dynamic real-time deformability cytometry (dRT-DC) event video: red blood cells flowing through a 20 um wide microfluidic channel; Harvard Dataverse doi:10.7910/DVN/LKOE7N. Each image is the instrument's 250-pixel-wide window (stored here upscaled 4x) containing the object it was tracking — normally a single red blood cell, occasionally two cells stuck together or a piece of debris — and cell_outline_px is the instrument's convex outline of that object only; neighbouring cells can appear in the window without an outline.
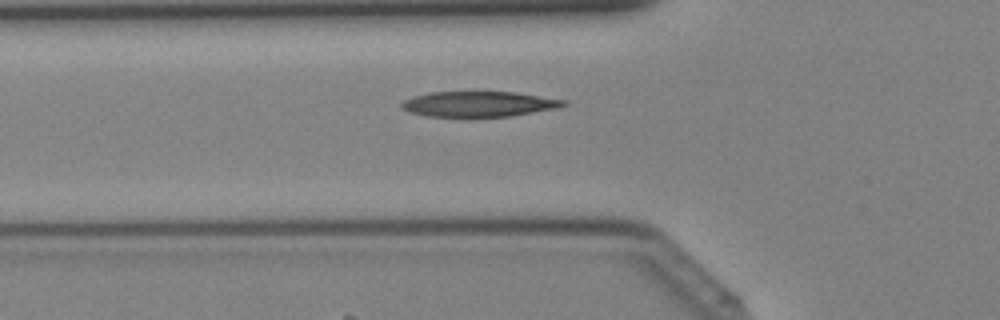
{"species": "Egyptian fruit bat (a non-hibernating species)", "species_latin": "Rousettus aegyptiacus", "temperature_condition": "cold", "stored_images_in_passage": 34, "camera_frame_rate_fps": 3000, "um_per_image_px": 0.085, "animal": {"sex": "female"}, "frame": {"image": 1, "passage_image": 12, "time_ms": 3.667, "image_size_px": [1000, 320], "cell_outline_px": [[568, 104], [560, 108], [512, 116], [428, 116], [408, 112], [400, 108], [400, 104], [404, 100], [412, 96], [428, 92], [516, 92], [568, 100]], "centroid_in_image_um": [40.73, 8.83], "position_along_channel_um": 85.1, "area_um2": 24.16}}
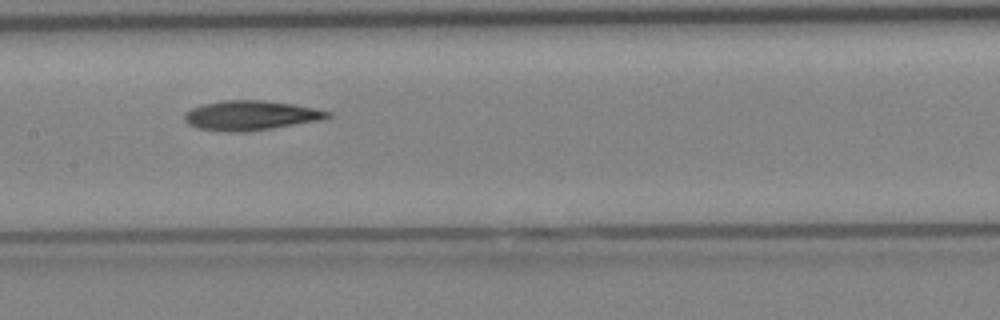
{"frame": {"image": 2, "passage_image": 18, "time_ms": 5.667, "image_size_px": [1000, 320], "cell_outline_px": [[332, 116], [324, 120], [272, 128], [244, 132], [224, 132], [196, 128], [188, 124], [184, 120], [184, 112], [192, 108], [204, 104], [220, 100], [264, 100], [292, 104], [332, 112]], "centroid_in_image_um": [21.3, 9.82], "position_along_channel_um": 186.1, "area_um2": 24.91}}
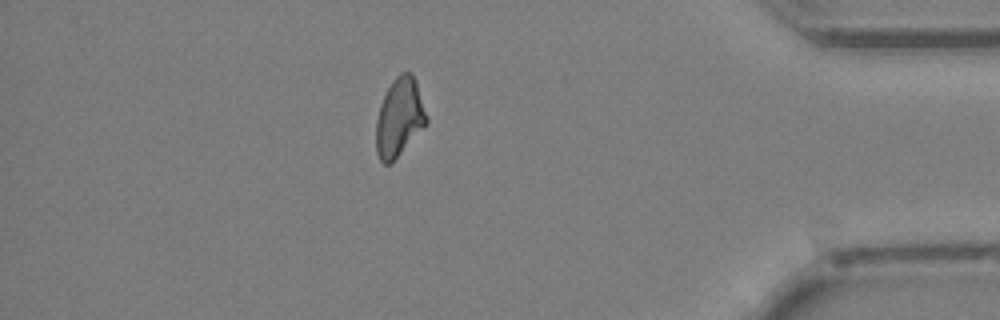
{"frame": {"image": 3, "passage_image": 33, "time_ms": 10.667, "image_size_px": [1000, 320], "cell_outline_px": [[428, 124], [392, 164], [384, 164], [380, 160], [376, 152], [376, 120], [380, 104], [392, 80], [400, 72], [408, 72], [416, 80], [428, 116]], "centroid_in_image_um": [33.96, 10.02], "position_along_channel_um": 401.2, "area_um2": 23.47}}